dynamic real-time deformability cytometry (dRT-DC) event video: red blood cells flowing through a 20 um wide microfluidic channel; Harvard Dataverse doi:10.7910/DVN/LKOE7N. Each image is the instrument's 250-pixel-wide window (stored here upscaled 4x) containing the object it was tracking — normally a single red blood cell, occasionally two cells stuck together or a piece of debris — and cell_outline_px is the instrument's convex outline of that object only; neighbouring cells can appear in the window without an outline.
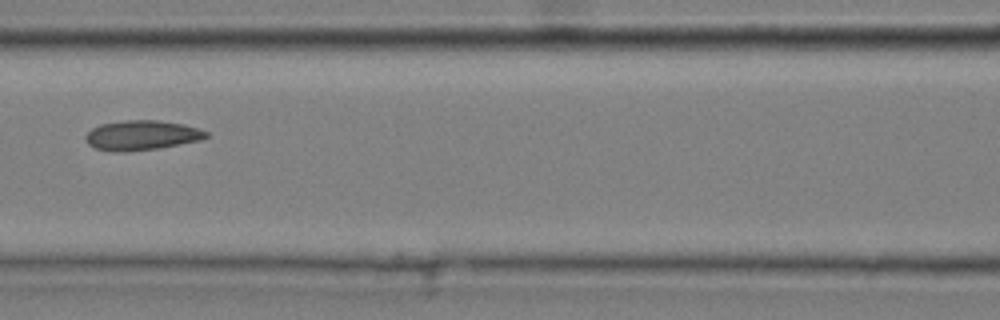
{"species": "common noctule bat (a hibernating species)", "species_latin": "Nyctalus noctula", "temperature_condition": "cold", "stored_images_in_passage": 29, "camera_frame_rate_fps": 3000, "um_per_image_px": 0.085, "animal": {"sex": "male", "body_mass_g": 20.4}, "frame": {"image": 1, "passage_image": 5, "time_ms": 1.333, "image_size_px": [1000, 320], "cell_outline_px": [[208, 136], [200, 140], [160, 148], [124, 152], [112, 152], [96, 148], [88, 144], [84, 136], [92, 128], [100, 124], [128, 120], [156, 120], [184, 124], [200, 128], [208, 132]], "centroid_in_image_um": [12.05, 11.5], "position_along_channel_um": 154.6, "area_um2": 20.98}}
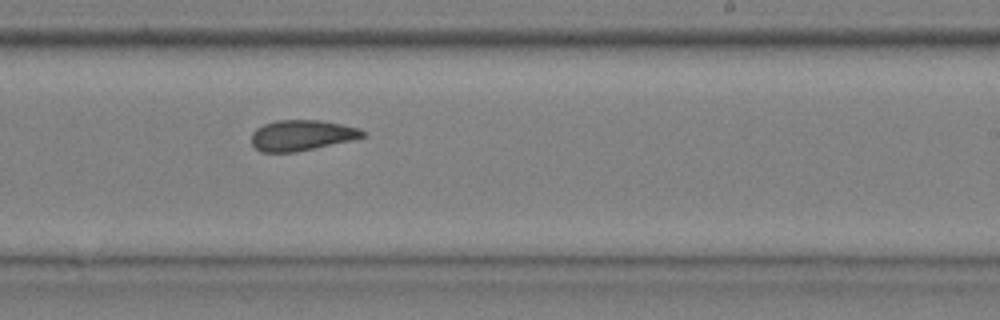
{"frame": {"image": 2, "passage_image": 14, "time_ms": 4.333, "image_size_px": [1000, 320], "cell_outline_px": [[368, 132], [364, 136], [348, 140], [296, 152], [260, 152], [252, 144], [252, 132], [256, 128], [264, 124], [276, 120], [320, 120], [360, 128]], "centroid_in_image_um": [25.61, 11.49], "position_along_channel_um": 263.4, "area_um2": 19.65}}
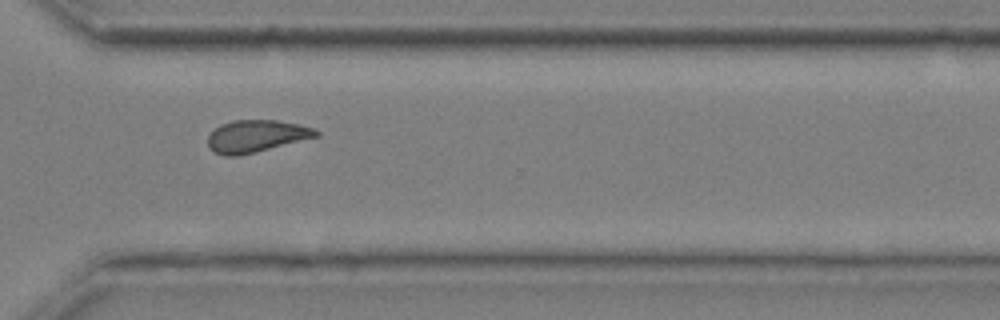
{"frame": {"image": 3, "passage_image": 21, "time_ms": 6.667, "image_size_px": [1000, 320], "cell_outline_px": [[320, 136], [256, 152], [236, 156], [224, 156], [212, 152], [208, 148], [208, 136], [220, 124], [232, 120], [276, 120], [300, 124], [316, 128], [320, 132]], "centroid_in_image_um": [21.8, 11.57], "position_along_channel_um": 348.8, "area_um2": 20.58}}